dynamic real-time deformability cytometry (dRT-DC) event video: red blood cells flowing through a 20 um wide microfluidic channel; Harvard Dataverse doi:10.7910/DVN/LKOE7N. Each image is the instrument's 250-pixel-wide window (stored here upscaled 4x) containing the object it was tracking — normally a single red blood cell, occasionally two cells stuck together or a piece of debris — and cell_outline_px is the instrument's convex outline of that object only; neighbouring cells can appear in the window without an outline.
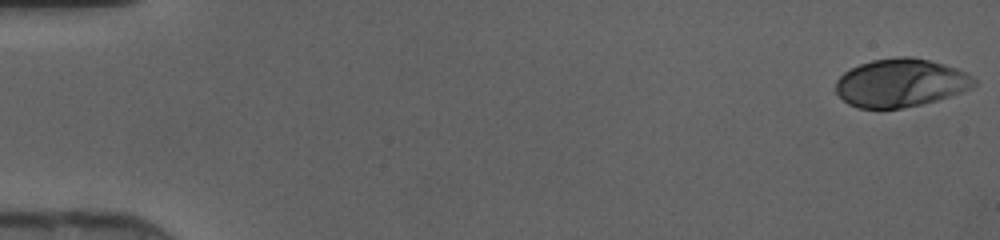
{"species": "human", "species_latin": "Homo sapiens", "temperature_condition": "cold", "stored_images_in_passage": 46, "camera_frame_rate_fps": 3000, "um_per_image_px": 0.085, "donor": {"sex": "female"}, "frame": {"image": 1, "passage_image": 1, "time_ms": 0.0, "image_size_px": [1000, 240], "cell_outline_px": [[976, 84], [960, 92], [936, 100], [920, 104], [900, 108], [856, 108], [848, 104], [836, 92], [836, 80], [844, 72], [860, 64], [872, 60], [900, 56], [912, 56], [944, 64], [956, 68], [972, 76], [976, 80]], "centroid_in_image_um": [76.52, 7.03], "position_along_channel_um": 8.5, "area_um2": 38.49}}
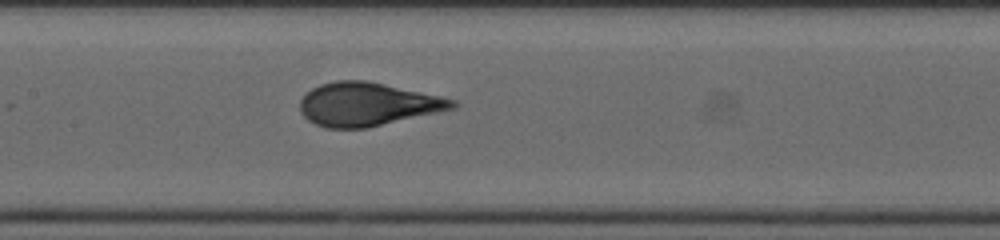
{"frame": {"image": 2, "passage_image": 23, "time_ms": 7.333, "image_size_px": [1000, 240], "cell_outline_px": [[460, 104], [456, 108], [364, 128], [328, 128], [316, 124], [308, 120], [300, 112], [300, 100], [312, 88], [320, 84], [336, 80], [364, 80], [384, 84], [440, 96], [456, 100]], "centroid_in_image_um": [31.23, 8.85], "position_along_channel_um": 176.2, "area_um2": 38.15}}
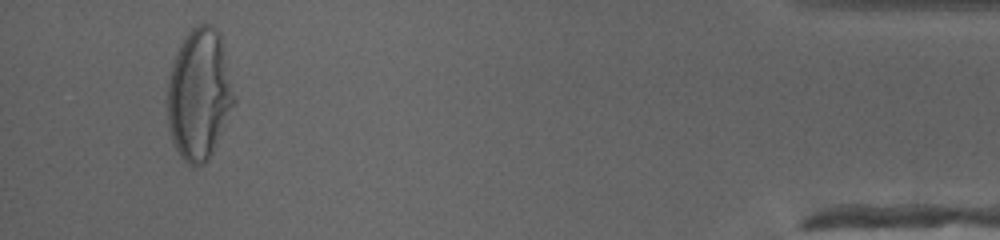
{"frame": {"image": 3, "passage_image": 44, "time_ms": 14.333, "image_size_px": [1000, 240], "cell_outline_px": [[236, 100], [212, 152], [208, 160], [204, 164], [196, 168], [188, 164], [180, 156], [172, 140], [168, 124], [168, 84], [172, 64], [188, 32], [192, 28], [200, 24], [208, 24], [216, 28], [220, 36], [236, 96]], "centroid_in_image_um": [16.95, 8.06], "position_along_channel_um": 418.3, "area_um2": 50.34}}